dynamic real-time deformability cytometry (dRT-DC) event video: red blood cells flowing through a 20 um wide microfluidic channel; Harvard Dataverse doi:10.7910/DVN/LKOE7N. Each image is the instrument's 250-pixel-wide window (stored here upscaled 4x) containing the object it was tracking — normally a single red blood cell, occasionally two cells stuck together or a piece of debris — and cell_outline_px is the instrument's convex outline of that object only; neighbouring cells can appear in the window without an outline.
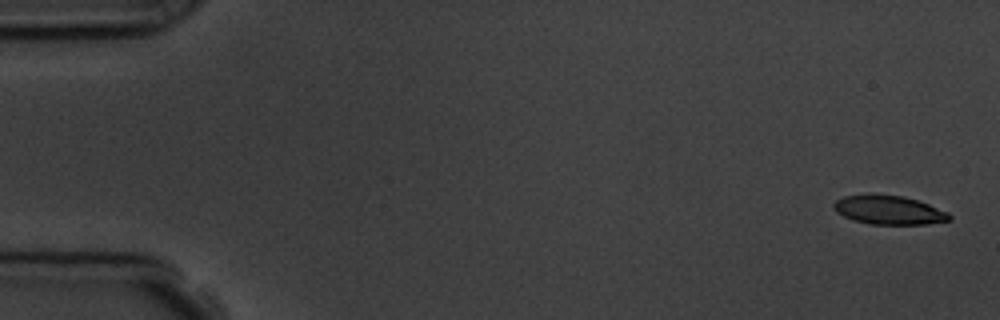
{"species": "common noctule bat (a hibernating species)", "species_latin": "Nyctalus noctula", "temperature_condition": "room temperature", "stored_images_in_passage": 5, "camera_frame_rate_fps": 3000, "um_per_image_px": 0.085, "animal": {"sex": "male", "body_mass_g": 19.5, "forearm_length_mm": 54.6}, "frame": {"image": 1, "passage_image": 1, "time_ms": 0.0, "image_size_px": [1000, 320], "cell_outline_px": [[952, 216], [948, 220], [928, 224], [868, 224], [852, 220], [836, 212], [832, 208], [832, 204], [836, 200], [844, 196], [868, 192], [904, 196], [928, 204], [948, 212]], "centroid_in_image_um": [75.48, 17.82], "position_along_channel_um": 9.5, "area_um2": 19.88}}
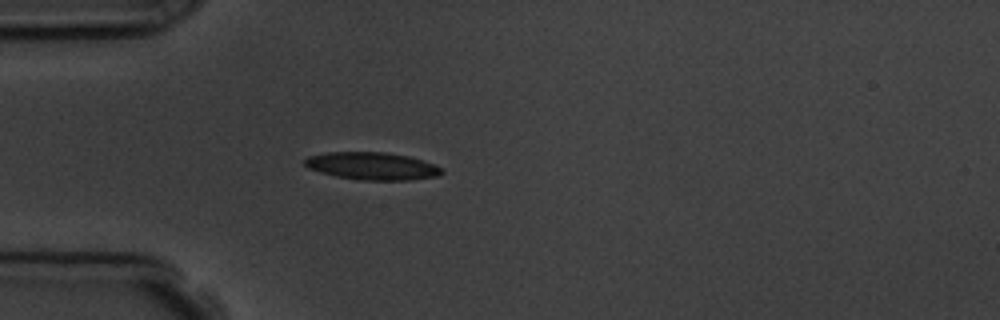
{"frame": {"image": 2, "passage_image": 5, "time_ms": 4.667, "image_size_px": [1000, 320], "cell_outline_px": [[444, 172], [440, 176], [408, 180], [360, 180], [336, 176], [320, 172], [308, 168], [304, 164], [304, 160], [308, 156], [328, 152], [388, 152], [408, 156], [444, 168]], "centroid_in_image_um": [31.64, 14.11], "position_along_channel_um": 53.4, "area_um2": 22.02}}